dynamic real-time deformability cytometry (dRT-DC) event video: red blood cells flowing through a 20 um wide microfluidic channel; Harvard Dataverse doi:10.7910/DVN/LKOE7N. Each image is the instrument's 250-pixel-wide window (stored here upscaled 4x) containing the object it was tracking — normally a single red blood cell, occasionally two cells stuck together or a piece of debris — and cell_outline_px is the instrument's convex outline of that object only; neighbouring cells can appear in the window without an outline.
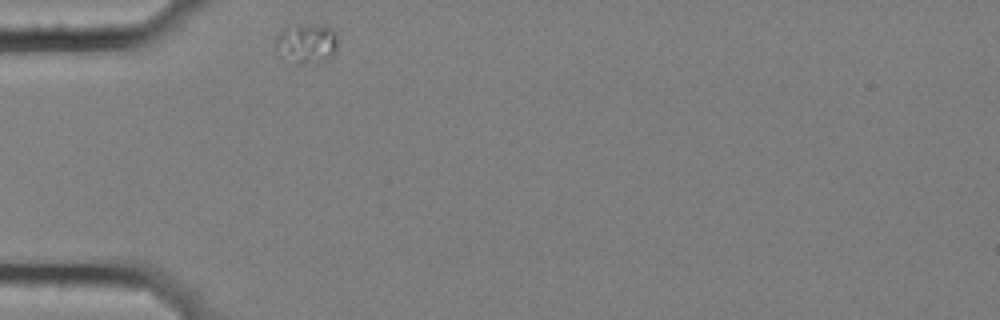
{"species": "common noctule bat (a hibernating species)", "species_latin": "Nyctalus noctula", "temperature_condition": "cold", "stored_images_in_passage": 1, "camera_frame_rate_fps": 3000, "um_per_image_px": 0.085, "animal": {"sex": "female", "body_mass_g": 25.1}, "frame": {"image": 1, "passage_image": 1, "time_ms": 0.0, "image_size_px": [1000, 320], "cell_outline_px": [[336, 52], [328, 60], [304, 64], [292, 64], [280, 56], [276, 52], [276, 36], [284, 28], [296, 24], [328, 24], [336, 28]], "centroid_in_image_um": [26.07, 3.68], "position_along_channel_um": 58.9, "area_um2": 15.14}}